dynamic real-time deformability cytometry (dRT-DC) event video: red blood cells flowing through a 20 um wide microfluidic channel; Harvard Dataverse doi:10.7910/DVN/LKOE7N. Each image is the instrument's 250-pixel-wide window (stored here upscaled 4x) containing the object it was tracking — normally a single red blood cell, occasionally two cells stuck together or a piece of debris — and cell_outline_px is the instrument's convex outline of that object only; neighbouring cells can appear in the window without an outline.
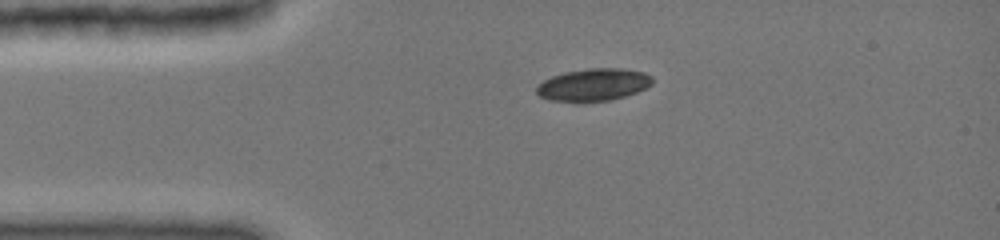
{"species": "common noctule bat (a hibernating species)", "species_latin": "Nyctalus noctula", "temperature_condition": "cold", "stored_images_in_passage": 2, "camera_frame_rate_fps": 3000, "um_per_image_px": 0.085, "animal": {"sex": "female", "body_mass_g": 19.0, "forearm_length_mm": 51.5}, "frame": {"image": 1, "passage_image": 1, "time_ms": 0.0, "image_size_px": [1000, 240], "cell_outline_px": [[652, 84], [636, 92], [624, 96], [608, 100], [576, 104], [552, 100], [540, 96], [536, 92], [536, 88], [544, 80], [552, 76], [564, 72], [588, 68], [620, 68], [644, 72], [652, 76]], "centroid_in_image_um": [50.42, 7.22], "position_along_channel_um": 34.6, "area_um2": 22.08}}